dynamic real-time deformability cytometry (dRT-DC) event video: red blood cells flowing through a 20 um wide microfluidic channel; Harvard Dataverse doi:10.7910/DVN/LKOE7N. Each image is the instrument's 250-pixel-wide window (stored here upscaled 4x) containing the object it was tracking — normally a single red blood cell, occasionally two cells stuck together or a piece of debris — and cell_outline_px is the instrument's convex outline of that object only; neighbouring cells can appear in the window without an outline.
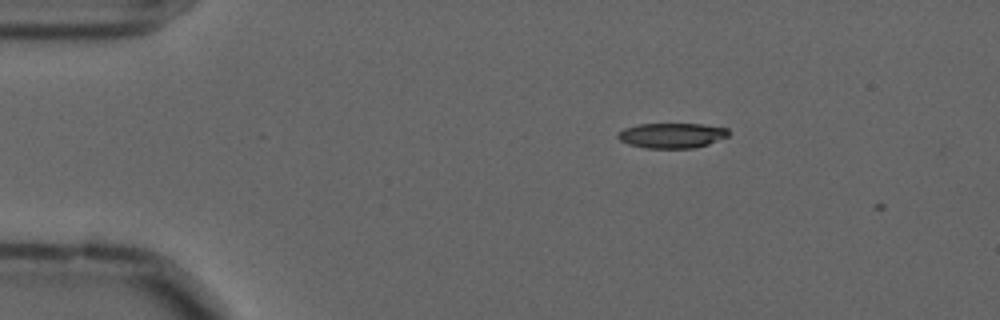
{"species": "common noctule bat (a hibernating species)", "species_latin": "Nyctalus noctula", "temperature_condition": "cold", "stored_images_in_passage": 2, "camera_frame_rate_fps": 3000, "um_per_image_px": 0.085, "animal": {"sex": "male", "forearm_length_mm": 52.5}, "frame": {"image": 1, "passage_image": 1, "time_ms": 0.0, "image_size_px": [1000, 320], "cell_outline_px": [[728, 136], [708, 144], [692, 148], [644, 148], [628, 144], [620, 140], [616, 136], [624, 128], [640, 124], [704, 124], [728, 128]], "centroid_in_image_um": [57.1, 11.51], "position_along_channel_um": 27.9, "area_um2": 16.13}}